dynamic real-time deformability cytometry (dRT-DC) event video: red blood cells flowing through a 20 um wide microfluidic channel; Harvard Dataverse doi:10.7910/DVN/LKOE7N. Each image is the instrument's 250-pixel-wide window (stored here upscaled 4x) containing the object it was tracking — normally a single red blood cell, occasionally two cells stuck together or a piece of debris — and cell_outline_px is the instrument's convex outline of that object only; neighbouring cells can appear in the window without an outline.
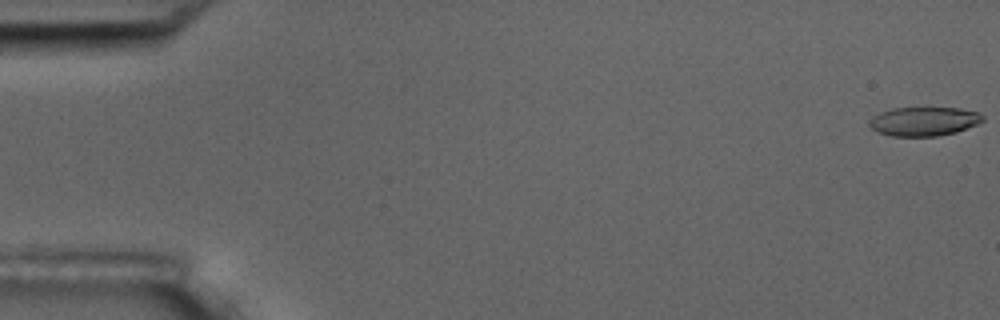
{"species": "common noctule bat (a hibernating species)", "species_latin": "Nyctalus noctula", "temperature_condition": "room temperature", "stored_images_in_passage": 9, "camera_frame_rate_fps": 3000, "um_per_image_px": 0.085, "animal": {"sex": "male", "body_mass_g": 17.5, "forearm_length_mm": 52.3}, "frame": {"image": 1, "passage_image": 1, "time_ms": 0.0, "image_size_px": [1000, 320], "cell_outline_px": [[984, 120], [976, 124], [956, 132], [936, 136], [892, 136], [876, 132], [868, 124], [880, 112], [892, 108], [960, 108], [976, 112], [984, 116]], "centroid_in_image_um": [78.53, 10.32], "position_along_channel_um": 6.5, "area_um2": 18.9}}